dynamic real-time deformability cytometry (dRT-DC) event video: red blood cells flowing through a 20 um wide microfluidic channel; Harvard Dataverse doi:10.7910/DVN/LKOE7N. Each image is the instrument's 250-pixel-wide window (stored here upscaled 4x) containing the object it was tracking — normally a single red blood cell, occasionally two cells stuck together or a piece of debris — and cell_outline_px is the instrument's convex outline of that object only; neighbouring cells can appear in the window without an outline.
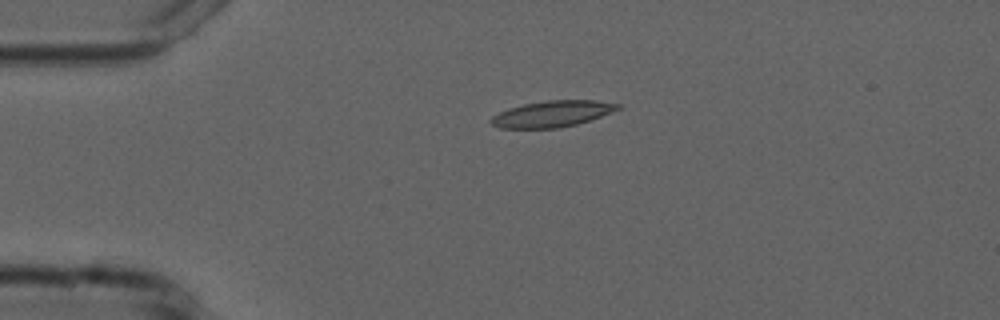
{"species": "common noctule bat (a hibernating species)", "species_latin": "Nyctalus noctula", "temperature_condition": "cold", "stored_images_in_passage": 3, "camera_frame_rate_fps": 3000, "um_per_image_px": 0.085, "animal": {"sex": "male", "forearm_length_mm": 52.5}, "frame": {"image": 1, "passage_image": 1, "time_ms": 0.0, "image_size_px": [1000, 320], "cell_outline_px": [[620, 108], [612, 112], [576, 124], [556, 128], [500, 128], [492, 124], [488, 120], [492, 116], [508, 108], [524, 104], [544, 100], [596, 100], [620, 104]], "centroid_in_image_um": [46.91, 9.67], "position_along_channel_um": 38.1, "area_um2": 19.25}}